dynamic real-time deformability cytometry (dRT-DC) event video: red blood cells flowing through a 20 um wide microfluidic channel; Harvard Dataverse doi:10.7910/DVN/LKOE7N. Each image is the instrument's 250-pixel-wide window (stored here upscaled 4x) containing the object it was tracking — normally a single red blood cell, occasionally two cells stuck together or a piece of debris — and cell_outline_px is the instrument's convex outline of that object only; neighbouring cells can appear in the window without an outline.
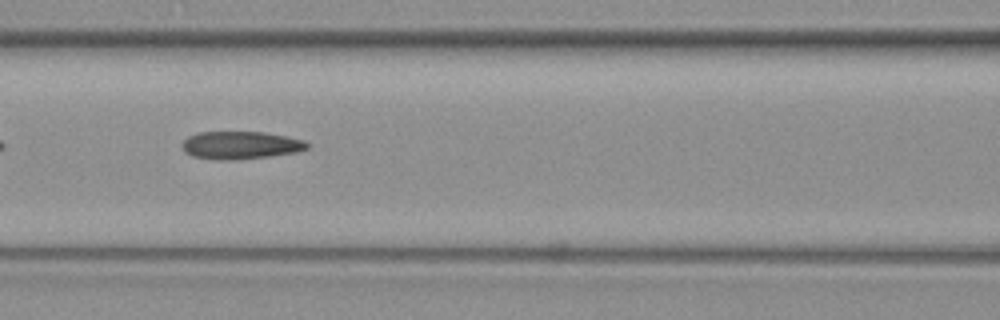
{"species": "common noctule bat (a hibernating species)", "species_latin": "Nyctalus noctula", "temperature_condition": "warm", "stored_images_in_passage": 41, "camera_frame_rate_fps": 3000, "um_per_image_px": 0.085, "animal": {"sex": "female", "body_mass_g": 19.3, "forearm_length_mm": 54.1}, "frame": {"image": 1, "passage_image": 13, "time_ms": 4.0, "image_size_px": [1000, 320], "cell_outline_px": [[312, 144], [308, 148], [296, 152], [268, 156], [236, 160], [216, 160], [192, 156], [184, 152], [180, 144], [188, 136], [196, 132], [264, 132], [288, 136], [304, 140]], "centroid_in_image_um": [20.43, 12.34], "position_along_channel_um": 146.2, "area_um2": 20.52}}
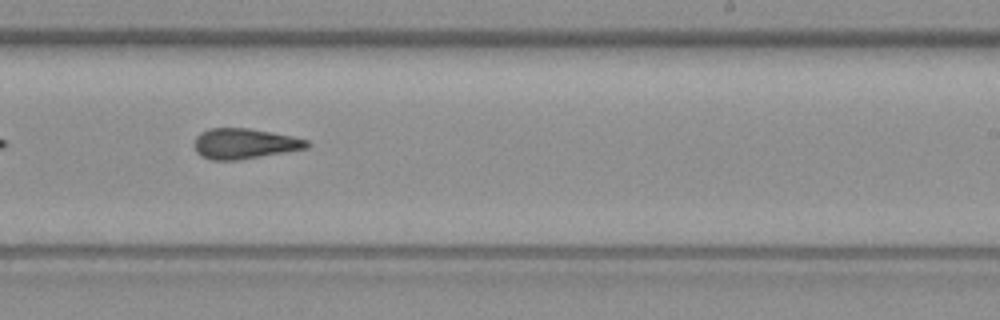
{"frame": {"image": 2, "passage_image": 22, "time_ms": 7.0, "image_size_px": [1000, 320], "cell_outline_px": [[312, 144], [308, 148], [236, 160], [208, 160], [200, 156], [196, 152], [192, 144], [196, 136], [200, 132], [208, 128], [248, 128], [272, 132], [292, 136], [308, 140]], "centroid_in_image_um": [20.73, 12.2], "position_along_channel_um": 268.3, "area_um2": 20.17}, "authors_computed_cell_mechanics": {"area_um2": 19.8254, "velocity_mm_per_s": 4.0873, "shape_relaxation_time_tau1_ms": null, "shape_relaxation_time_tau2_ms": 3.7132, "deformation_change_tau1": null, "deformation_change_tau2": 0.1273}}